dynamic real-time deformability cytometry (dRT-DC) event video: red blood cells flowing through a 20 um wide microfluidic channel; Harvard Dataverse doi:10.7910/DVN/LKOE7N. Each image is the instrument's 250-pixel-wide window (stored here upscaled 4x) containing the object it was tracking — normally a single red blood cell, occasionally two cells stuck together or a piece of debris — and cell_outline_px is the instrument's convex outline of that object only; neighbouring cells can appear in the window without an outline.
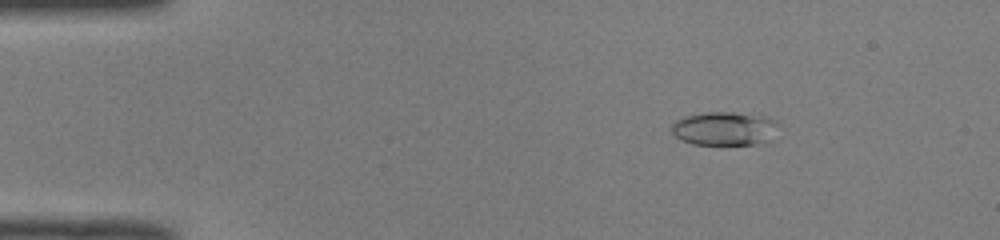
{"species": "common noctule bat (a hibernating species)", "species_latin": "Nyctalus noctula", "temperature_condition": "room temperature", "stored_images_in_passage": 51, "camera_frame_rate_fps": 3000, "um_per_image_px": 0.085, "animal": {"sex": "male", "body_mass_g": 19.0, "forearm_length_mm": 50.8}, "frame": {"image": 1, "passage_image": 8, "time_ms": 2.333, "image_size_px": [1000, 240], "cell_outline_px": [[780, 124], [772, 140], [752, 144], [692, 144], [680, 140], [672, 132], [672, 124], [676, 120], [684, 116], [704, 112], [732, 112], [764, 116]], "centroid_in_image_um": [61.58, 10.92], "position_along_channel_um": 23.4, "area_um2": 21.04}}
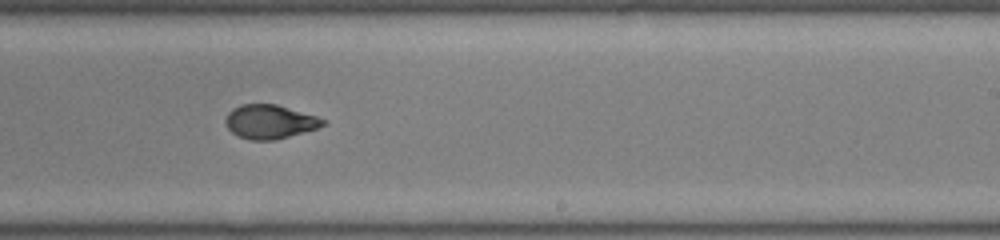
{"frame": {"image": 2, "passage_image": 32, "time_ms": 10.333, "image_size_px": [1000, 240], "cell_outline_px": [[328, 124], [316, 128], [276, 140], [248, 140], [236, 136], [228, 128], [224, 120], [228, 112], [232, 108], [240, 104], [276, 104], [316, 116], [328, 120]], "centroid_in_image_um": [22.91, 10.35], "position_along_channel_um": 266.1, "area_um2": 19.42}}
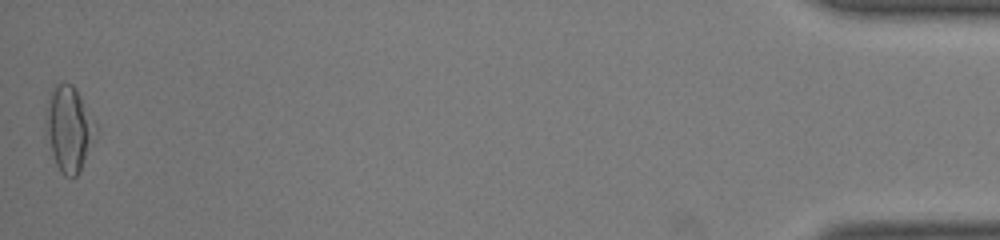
{"frame": {"image": 3, "passage_image": 51, "time_ms": 16.667, "image_size_px": [1000, 240], "cell_outline_px": [[96, 132], [80, 172], [76, 176], [64, 176], [60, 172], [56, 164], [44, 136], [44, 120], [48, 100], [56, 84], [72, 84], [76, 88], [96, 124]], "centroid_in_image_um": [5.82, 10.97], "position_along_channel_um": 429.4, "area_um2": 24.74}, "authors_computed_cell_mechanics": {"area_um2": 19.7676, "velocity_mm_per_s": 4.0272, "shape_relaxation_time_tau1_ms": 7.4833, "shape_relaxation_time_tau2_ms": 1.4943, "deformation_change_tau1": 0.2315, "deformation_change_tau2": 0.0581}}